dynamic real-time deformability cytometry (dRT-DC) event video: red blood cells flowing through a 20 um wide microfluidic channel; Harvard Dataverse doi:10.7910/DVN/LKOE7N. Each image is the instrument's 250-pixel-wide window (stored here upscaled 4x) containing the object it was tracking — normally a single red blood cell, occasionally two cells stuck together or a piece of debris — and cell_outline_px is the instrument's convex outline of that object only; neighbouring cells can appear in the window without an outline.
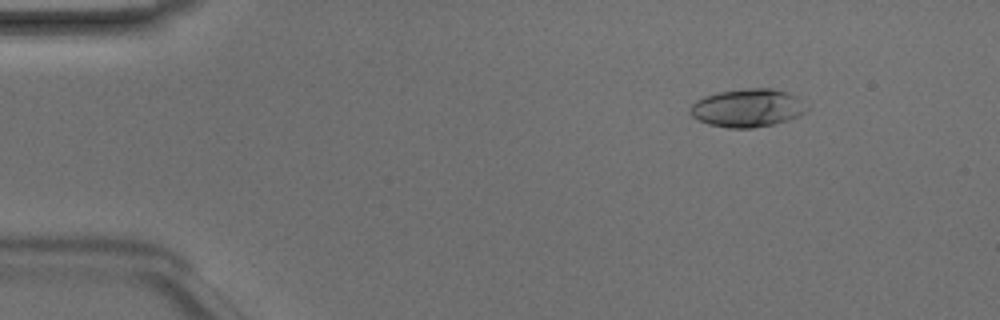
{"species": "Egyptian fruit bat (a non-hibernating species)", "species_latin": "Rousettus aegyptiacus", "temperature_condition": "room temperature", "stored_images_in_passage": 48, "camera_frame_rate_fps": 3000, "um_per_image_px": 0.085, "animal": {"sex": "male"}, "frame": {"image": 1, "passage_image": 6, "time_ms": 1.667, "image_size_px": [1000, 320], "cell_outline_px": [[808, 108], [804, 112], [796, 116], [772, 124], [752, 128], [728, 128], [708, 124], [692, 116], [688, 112], [688, 108], [696, 100], [704, 96], [720, 92], [744, 88], [772, 88], [796, 96]], "centroid_in_image_um": [63.47, 9.17], "position_along_channel_um": 21.5, "area_um2": 25.61}}
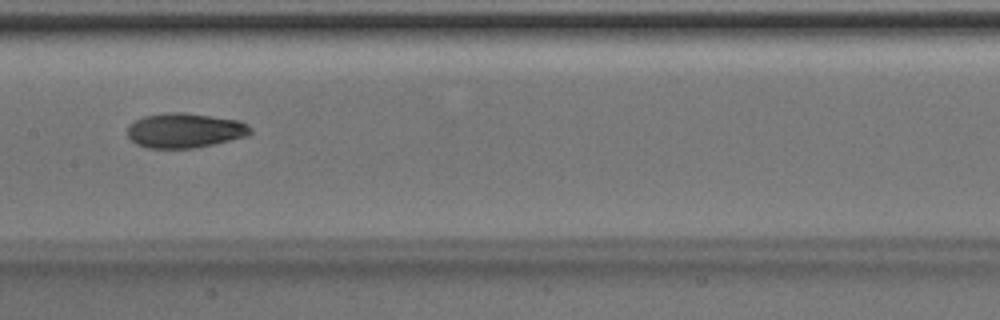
{"frame": {"image": 2, "passage_image": 24, "time_ms": 7.667, "image_size_px": [1000, 320], "cell_outline_px": [[252, 132], [248, 136], [212, 144], [192, 148], [144, 148], [136, 144], [128, 136], [128, 124], [144, 116], [168, 112], [184, 112], [240, 120], [248, 124], [252, 128]], "centroid_in_image_um": [15.72, 11.08], "position_along_channel_um": 191.7, "area_um2": 25.03}}
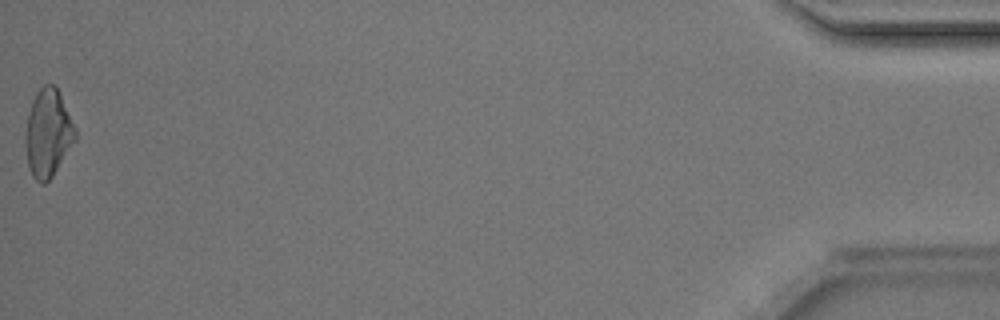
{"frame": {"image": 3, "passage_image": 48, "time_ms": 15.667, "image_size_px": [1000, 320], "cell_outline_px": [[76, 140], [52, 176], [44, 184], [40, 184], [32, 176], [28, 164], [24, 140], [24, 136], [28, 112], [32, 100], [36, 92], [44, 84], [52, 84], [60, 92], [76, 128]], "centroid_in_image_um": [4.07, 11.3], "position_along_channel_um": 431.1, "area_um2": 25.66}, "authors_computed_cell_mechanics": {"area_um2": 24.5939, "velocity_mm_per_s": 4.215, "shape_relaxation_time_tau1_ms": 2.9514, "shape_relaxation_time_tau2_ms": 4.7485, "deformation_change_tau1": 0.1449, "deformation_change_tau2": 0.0784}}